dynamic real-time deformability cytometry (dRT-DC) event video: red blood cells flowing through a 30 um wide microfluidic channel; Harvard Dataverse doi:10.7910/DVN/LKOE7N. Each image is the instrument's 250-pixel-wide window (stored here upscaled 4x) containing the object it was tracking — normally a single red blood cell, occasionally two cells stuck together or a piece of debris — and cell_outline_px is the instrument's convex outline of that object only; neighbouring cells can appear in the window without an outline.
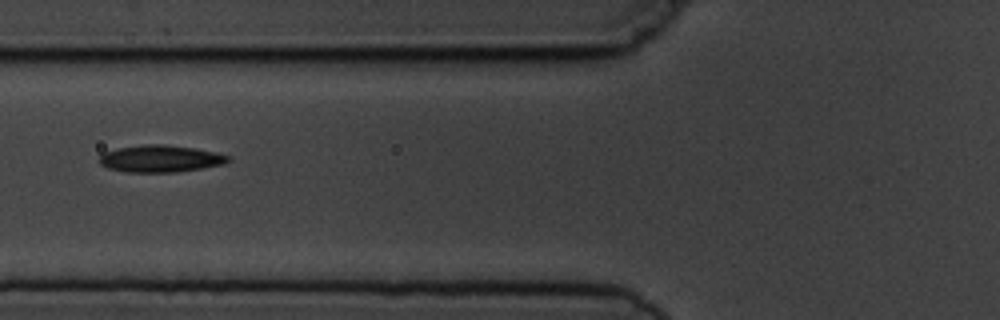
{"species": "common noctule bat (a hibernating species)", "species_latin": "Nyctalus noctula", "temperature_condition": "cold", "stored_images_in_passage": 5, "camera_frame_rate_fps": 3000, "um_per_image_px": 0.085, "animal": {"sex": "male", "body_mass_g": 19.5, "forearm_length_mm": 54.6}, "frame": {"image": 1, "passage_image": 3, "time_ms": 2.333, "image_size_px": [1000, 320], "cell_outline_px": [[232, 160], [224, 164], [176, 172], [124, 172], [108, 168], [100, 164], [100, 156], [104, 152], [116, 148], [144, 144], [164, 144], [196, 148], [216, 152], [232, 156]], "centroid_in_image_um": [13.66, 13.48], "position_along_channel_um": 112.1, "area_um2": 20.46}}
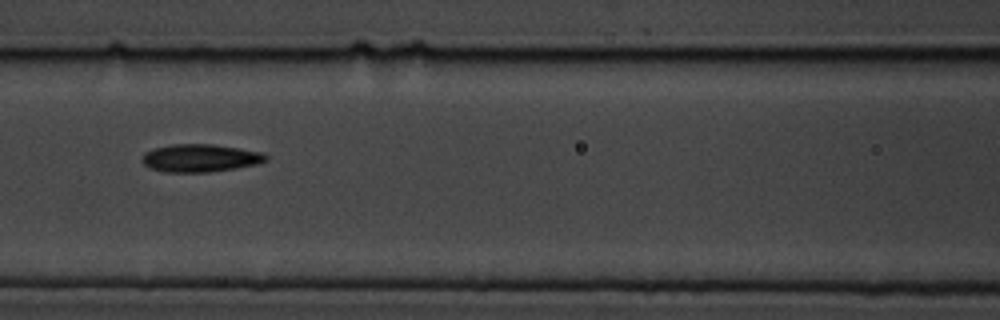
{"frame": {"image": 2, "passage_image": 4, "time_ms": 3.333, "image_size_px": [1000, 320], "cell_outline_px": [[268, 160], [256, 164], [236, 168], [208, 172], [164, 172], [148, 168], [140, 160], [144, 152], [152, 148], [176, 144], [212, 144], [240, 148], [264, 152], [268, 156]], "centroid_in_image_um": [17.0, 13.43], "position_along_channel_um": 149.6, "area_um2": 20.29}}
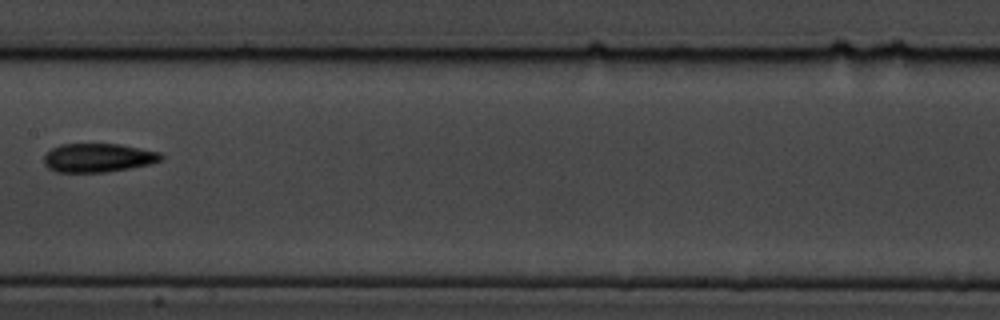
{"frame": {"image": 3, "passage_image": 5, "time_ms": 4.667, "image_size_px": [1000, 320], "cell_outline_px": [[164, 156], [160, 160], [148, 164], [132, 168], [104, 172], [56, 172], [48, 168], [44, 164], [44, 156], [52, 148], [60, 144], [120, 144], [160, 152]], "centroid_in_image_um": [8.33, 13.41], "position_along_channel_um": 199.1, "area_um2": 19.59}}